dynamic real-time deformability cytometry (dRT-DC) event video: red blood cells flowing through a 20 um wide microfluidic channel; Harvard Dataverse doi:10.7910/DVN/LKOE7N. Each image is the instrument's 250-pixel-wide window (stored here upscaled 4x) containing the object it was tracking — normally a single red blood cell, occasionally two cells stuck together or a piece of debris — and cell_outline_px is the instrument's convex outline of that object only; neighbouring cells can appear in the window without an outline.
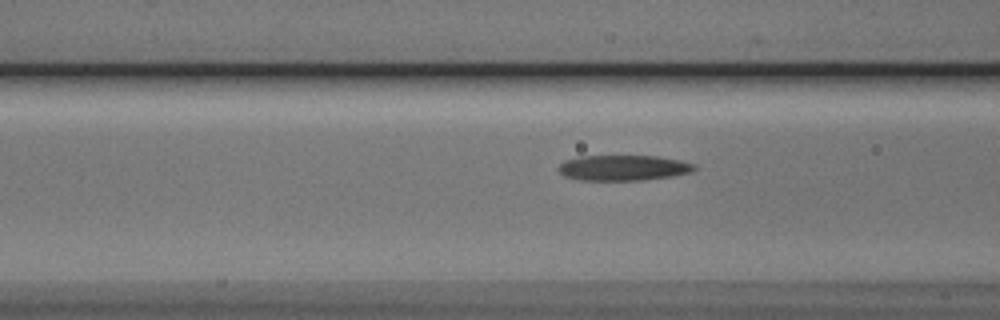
{"species": "Egyptian fruit bat (a non-hibernating species)", "species_latin": "Rousettus aegyptiacus", "temperature_condition": "cold", "stored_images_in_passage": 12, "camera_frame_rate_fps": 3000, "um_per_image_px": 0.085, "animal": {"sex": "male"}, "frame": {"image": 1, "passage_image": 9, "time_ms": 2.667, "image_size_px": [1000, 320], "cell_outline_px": [[696, 168], [688, 172], [668, 176], [640, 180], [580, 180], [564, 176], [556, 168], [564, 160], [580, 156], [656, 156], [680, 160], [696, 164]], "centroid_in_image_um": [52.92, 14.25], "position_along_channel_um": 113.7, "area_um2": 20.0}}